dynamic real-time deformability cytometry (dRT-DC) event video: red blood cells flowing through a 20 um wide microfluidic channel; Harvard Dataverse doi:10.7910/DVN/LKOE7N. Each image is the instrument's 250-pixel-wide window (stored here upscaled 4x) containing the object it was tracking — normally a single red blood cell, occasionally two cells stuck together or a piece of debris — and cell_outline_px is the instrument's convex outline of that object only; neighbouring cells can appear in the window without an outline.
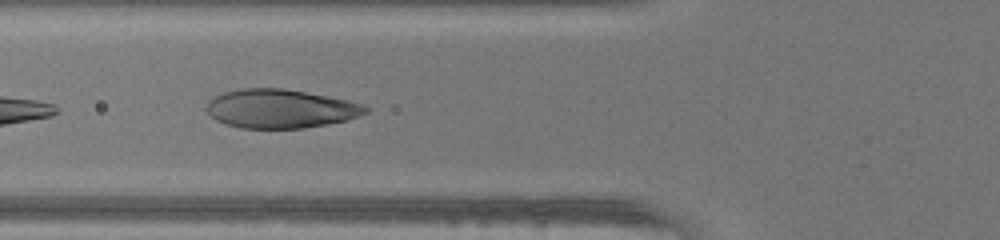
{"species": "human", "species_latin": "Homo sapiens", "temperature_condition": "warm", "stored_images_in_passage": 34, "camera_frame_rate_fps": 3000, "um_per_image_px": 0.085, "donor": {"sex": "female"}, "frame": {"image": 1, "passage_image": 4, "time_ms": 1.0, "image_size_px": [1000, 240], "cell_outline_px": [[372, 108], [368, 112], [360, 116], [348, 120], [328, 124], [304, 128], [240, 128], [224, 124], [216, 120], [204, 108], [208, 100], [224, 92], [240, 88], [280, 88], [328, 96], [348, 100]], "centroid_in_image_um": [23.84, 9.24], "position_along_channel_um": 102.0, "area_um2": 36.13}}
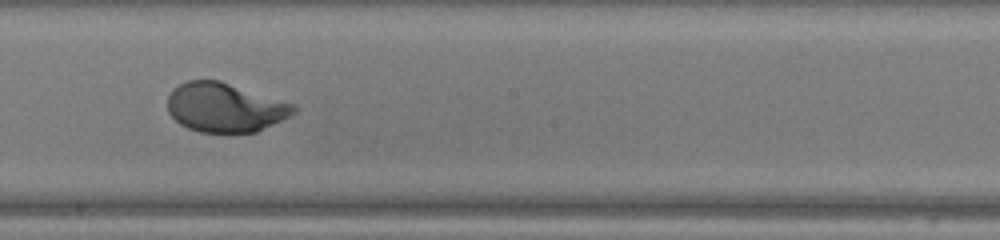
{"frame": {"image": 2, "passage_image": 13, "time_ms": 4.0, "image_size_px": [1000, 240], "cell_outline_px": [[296, 112], [292, 116], [256, 132], [200, 132], [188, 128], [180, 124], [168, 112], [168, 96], [172, 88], [188, 80], [220, 80], [296, 104]], "centroid_in_image_um": [19.15, 9.13], "position_along_channel_um": 229.1, "area_um2": 36.36}}
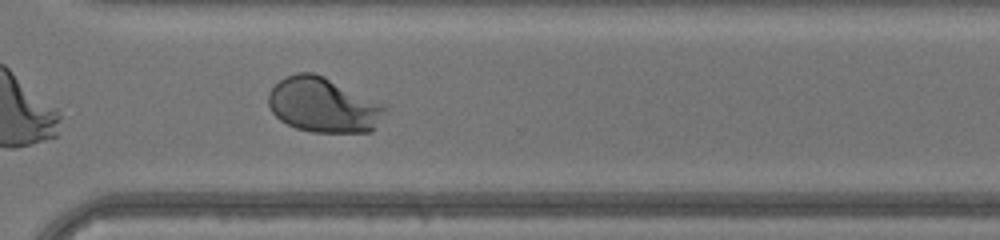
{"frame": {"image": 3, "passage_image": 21, "time_ms": 6.667, "image_size_px": [1000, 240], "cell_outline_px": [[388, 108], [376, 128], [372, 132], [312, 132], [296, 128], [280, 120], [272, 112], [268, 104], [268, 92], [280, 80], [296, 72], [312, 72], [324, 76], [388, 104]], "centroid_in_image_um": [27.54, 8.93], "position_along_channel_um": 343.1, "area_um2": 37.8}, "authors_computed_cell_mechanics": {"area_um2": 36.6163, "velocity_mm_per_s": 4.2562, "shape_relaxation_time_tau1_ms": 3.2875, "shape_relaxation_time_tau2_ms": null, "deformation_change_tau1": 0.2321, "deformation_change_tau2": null}}